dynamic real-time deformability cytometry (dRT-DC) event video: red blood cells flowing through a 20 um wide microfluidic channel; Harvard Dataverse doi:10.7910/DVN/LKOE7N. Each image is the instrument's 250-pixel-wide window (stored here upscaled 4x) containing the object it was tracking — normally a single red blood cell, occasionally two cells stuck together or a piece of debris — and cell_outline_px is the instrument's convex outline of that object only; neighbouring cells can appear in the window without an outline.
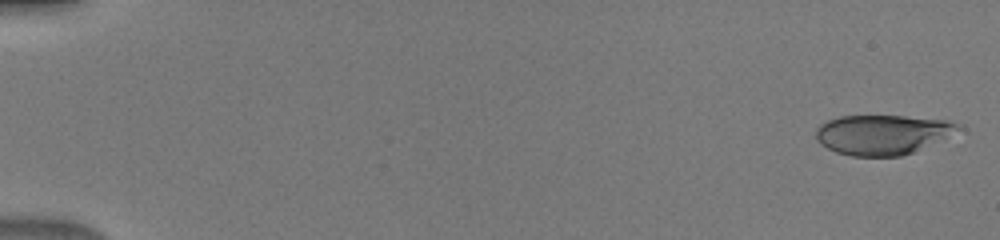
{"species": "human", "species_latin": "Homo sapiens", "temperature_condition": "warm", "stored_images_in_passage": 41, "camera_frame_rate_fps": 3000, "um_per_image_px": 0.085, "donor": {"sex": "male"}, "frame": {"image": 1, "passage_image": 1, "time_ms": 0.0, "image_size_px": [1000, 240], "cell_outline_px": [[956, 128], [944, 136], [912, 152], [900, 156], [852, 156], [836, 152], [820, 144], [816, 140], [816, 128], [820, 124], [828, 120], [840, 116], [904, 116], [948, 120], [956, 124]], "centroid_in_image_um": [74.85, 11.43], "position_along_channel_um": 10.2, "area_um2": 32.08}}
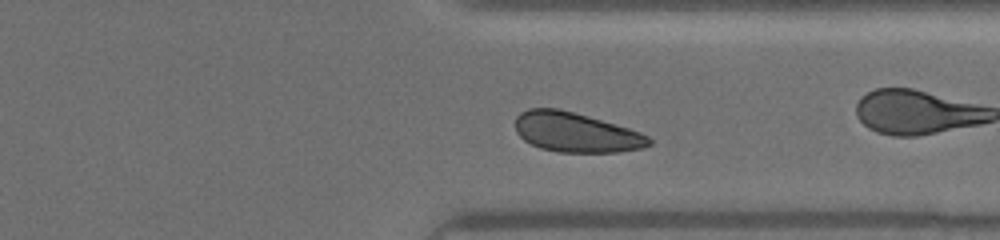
{"frame": {"image": 2, "passage_image": 37, "time_ms": 12.0, "image_size_px": [1000, 240], "cell_outline_px": [[652, 144], [644, 148], [616, 152], [560, 152], [540, 148], [524, 140], [516, 132], [516, 116], [520, 112], [528, 108], [560, 108], [628, 128], [640, 132], [648, 136], [652, 140]], "centroid_in_image_um": [48.94, 11.25], "position_along_channel_um": 362.5, "area_um2": 30.87}}